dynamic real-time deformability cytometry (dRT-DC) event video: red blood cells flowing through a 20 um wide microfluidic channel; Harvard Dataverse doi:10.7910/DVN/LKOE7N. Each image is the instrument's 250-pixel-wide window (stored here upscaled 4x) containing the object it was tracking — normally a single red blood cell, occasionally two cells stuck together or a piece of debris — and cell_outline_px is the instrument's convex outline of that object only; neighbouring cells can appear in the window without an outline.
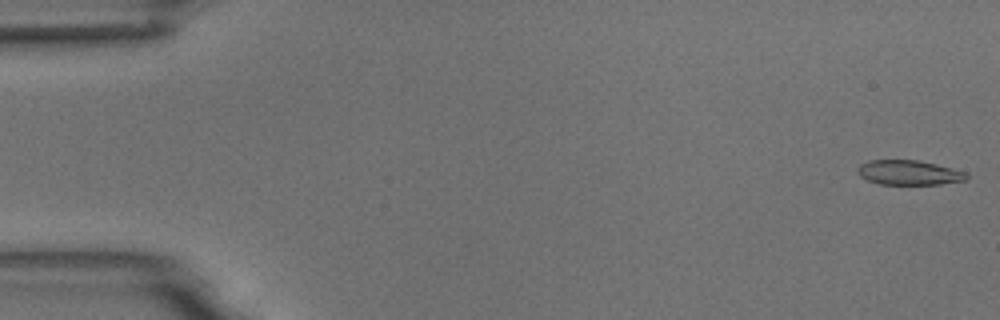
{"species": "common noctule bat (a hibernating species)", "species_latin": "Nyctalus noctula", "temperature_condition": "room temperature", "stored_images_in_passage": 7, "camera_frame_rate_fps": 3000, "um_per_image_px": 0.085, "animal": {"sex": "male", "body_mass_g": 18.8}, "frame": {"image": 1, "passage_image": 1, "time_ms": 0.0, "image_size_px": [1000, 320], "cell_outline_px": [[968, 180], [940, 184], [880, 184], [868, 180], [860, 176], [856, 172], [856, 168], [860, 164], [868, 160], [916, 160], [936, 164], [968, 172]], "centroid_in_image_um": [77.26, 14.67], "position_along_channel_um": 7.7, "area_um2": 15.78}}
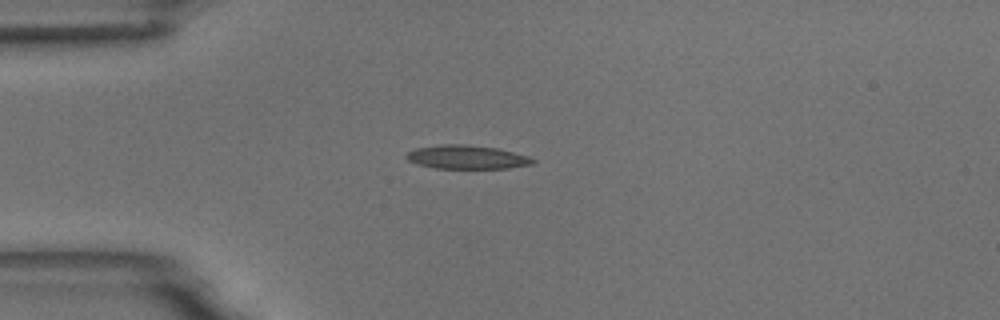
{"frame": {"image": 2, "passage_image": 4, "time_ms": 4.333, "image_size_px": [1000, 320], "cell_outline_px": [[536, 164], [508, 168], [436, 168], [416, 164], [408, 160], [404, 156], [408, 152], [416, 148], [440, 144], [468, 144], [496, 148], [528, 156], [536, 160]], "centroid_in_image_um": [39.68, 13.35], "position_along_channel_um": 45.3, "area_um2": 17.51}}